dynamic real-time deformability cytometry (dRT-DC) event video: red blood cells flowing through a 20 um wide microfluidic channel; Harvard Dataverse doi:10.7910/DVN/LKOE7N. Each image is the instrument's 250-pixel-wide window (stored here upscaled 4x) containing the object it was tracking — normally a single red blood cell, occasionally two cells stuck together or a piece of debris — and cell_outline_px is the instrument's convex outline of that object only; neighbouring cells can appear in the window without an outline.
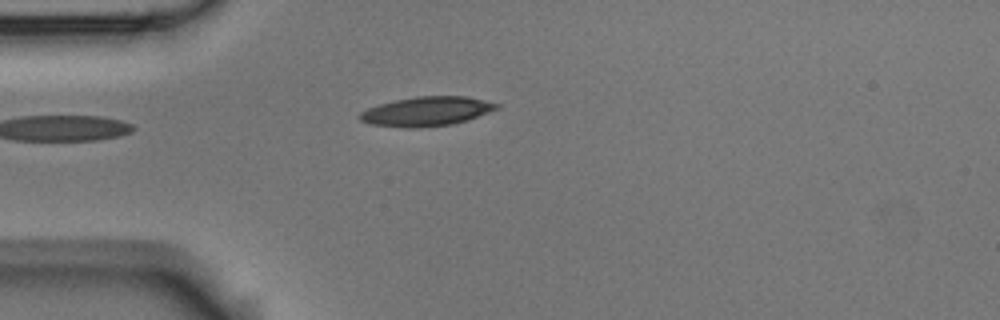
{"species": "Egyptian fruit bat (a non-hibernating species)", "species_latin": "Rousettus aegyptiacus", "temperature_condition": "room temperature", "stored_images_in_passage": 4, "camera_frame_rate_fps": 3000, "um_per_image_px": 0.085, "animal": {"sex": "male"}, "frame": {"image": 1, "passage_image": 4, "time_ms": 1.0, "image_size_px": [1000, 320], "cell_outline_px": [[500, 108], [468, 120], [452, 124], [416, 128], [408, 128], [372, 124], [360, 120], [356, 116], [360, 112], [368, 108], [380, 104], [396, 100], [416, 96], [468, 96], [500, 104]], "centroid_in_image_um": [36.28, 9.46], "position_along_channel_um": 48.7, "area_um2": 23.41}}